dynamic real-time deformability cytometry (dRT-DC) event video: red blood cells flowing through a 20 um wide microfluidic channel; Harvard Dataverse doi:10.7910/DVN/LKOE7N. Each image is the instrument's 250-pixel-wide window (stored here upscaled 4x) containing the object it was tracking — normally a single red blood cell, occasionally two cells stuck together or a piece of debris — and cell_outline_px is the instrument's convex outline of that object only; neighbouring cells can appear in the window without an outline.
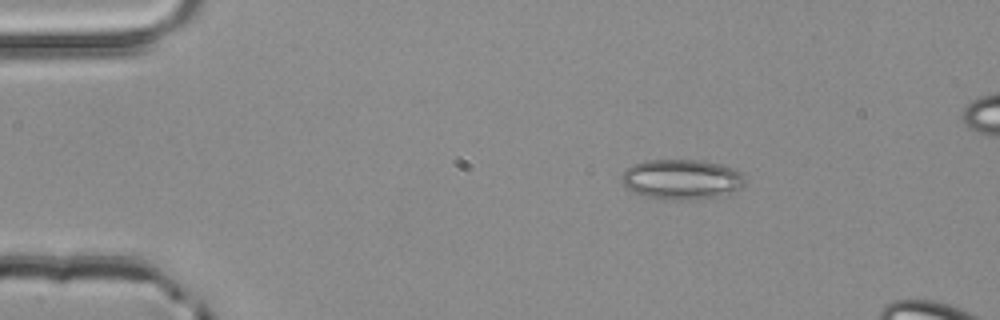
{"species": "common noctule bat (a hibernating species)", "species_latin": "Nyctalus noctula", "temperature_condition": "room temperature", "stored_images_in_passage": 3, "camera_frame_rate_fps": 3000, "um_per_image_px": 0.085, "animal": {"sex": "male", "body_mass_g": 20.4}, "frame": {"image": 1, "passage_image": 1, "time_ms": 0.0, "image_size_px": [1000, 320], "cell_outline_px": [[744, 184], [736, 192], [728, 196], [712, 200], [664, 200], [644, 196], [632, 192], [624, 188], [620, 176], [624, 168], [632, 164], [644, 160], [704, 160], [736, 168], [740, 172], [744, 180]], "centroid_in_image_um": [57.95, 15.28], "position_along_channel_um": 27.1, "area_um2": 30.11}}